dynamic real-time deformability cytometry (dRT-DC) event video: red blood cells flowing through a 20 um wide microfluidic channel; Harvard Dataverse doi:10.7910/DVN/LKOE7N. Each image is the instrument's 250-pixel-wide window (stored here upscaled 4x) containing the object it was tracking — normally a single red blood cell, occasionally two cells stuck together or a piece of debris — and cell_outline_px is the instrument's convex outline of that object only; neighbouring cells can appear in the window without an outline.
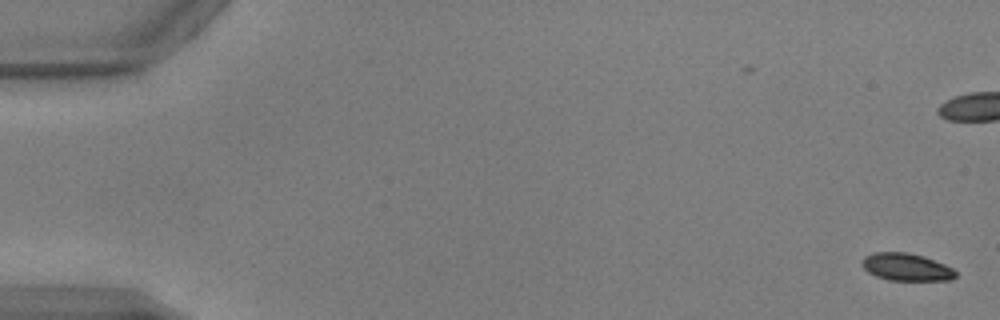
{"species": "common noctule bat (a hibernating species)", "species_latin": "Nyctalus noctula", "temperature_condition": "warm", "stored_images_in_passage": 41, "camera_frame_rate_fps": 3000, "um_per_image_px": 0.085, "animal": {"sex": "male", "body_mass_g": 17.9, "forearm_length_mm": 54.2}, "frame": {"image": 1, "passage_image": 1, "time_ms": 0.0, "image_size_px": [1000, 320], "cell_outline_px": [[956, 276], [952, 280], [888, 280], [876, 276], [868, 272], [864, 268], [860, 260], [864, 256], [872, 252], [908, 252], [924, 256], [944, 264], [952, 268], [956, 272]], "centroid_in_image_um": [77.01, 22.69], "position_along_channel_um": 8.0, "area_um2": 15.09}}
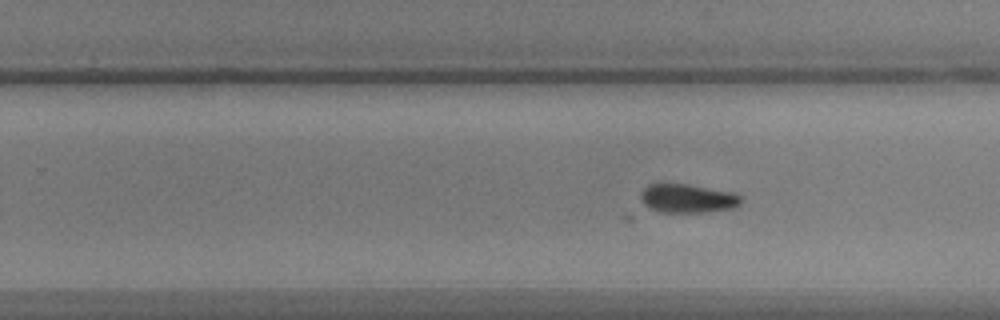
{"frame": {"image": 2, "passage_image": 33, "time_ms": 10.667, "image_size_px": [1000, 320], "cell_outline_px": [[740, 204], [732, 208], [708, 212], [660, 212], [644, 204], [640, 196], [640, 192], [648, 184], [688, 184], [732, 192], [740, 196]], "centroid_in_image_um": [58.43, 16.86], "position_along_channel_um": 271.4, "area_um2": 16.65}}
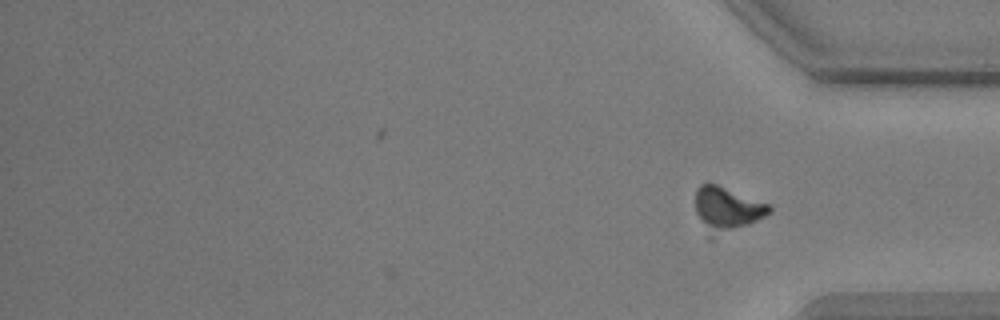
{"frame": {"image": 3, "passage_image": 41, "time_ms": 13.333, "image_size_px": [1000, 320], "cell_outline_px": [[772, 212], [748, 224], [712, 240], [708, 240], [696, 212], [696, 188], [700, 184], [716, 184], [772, 204]], "centroid_in_image_um": [61.77, 17.82], "position_along_channel_um": 373.4, "area_um2": 19.54}}